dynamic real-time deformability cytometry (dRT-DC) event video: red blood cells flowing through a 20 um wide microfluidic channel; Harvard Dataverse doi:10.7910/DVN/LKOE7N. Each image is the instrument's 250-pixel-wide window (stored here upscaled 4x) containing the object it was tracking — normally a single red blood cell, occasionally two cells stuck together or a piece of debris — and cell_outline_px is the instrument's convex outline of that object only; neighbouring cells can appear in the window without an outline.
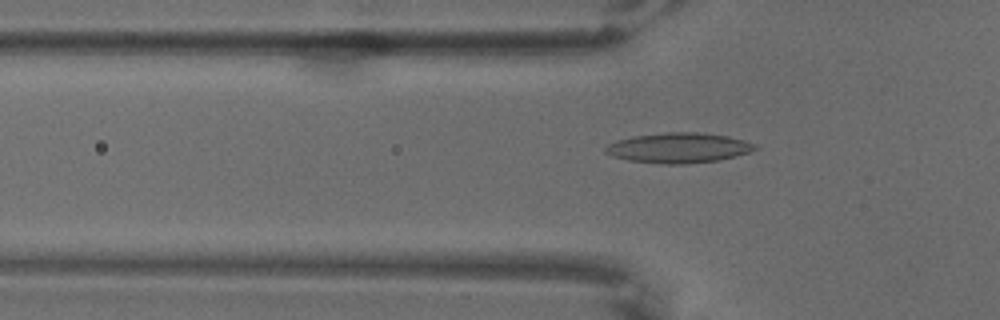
{"species": "common noctule bat (a hibernating species)", "species_latin": "Nyctalus noctula", "temperature_condition": "warm", "stored_images_in_passage": 66, "camera_frame_rate_fps": 3000, "um_per_image_px": 0.085, "animal": {"sex": "male", "body_mass_g": 18.8}, "frame": {"image": 1, "passage_image": 22, "time_ms": 7.0, "image_size_px": [1000, 320], "cell_outline_px": [[760, 148], [736, 156], [720, 160], [684, 164], [664, 164], [628, 160], [612, 156], [604, 152], [604, 148], [608, 144], [616, 140], [632, 136], [664, 132], [696, 132], [728, 136], [744, 140], [756, 144]], "centroid_in_image_um": [57.67, 12.56], "position_along_channel_um": 68.1, "area_um2": 26.41}}
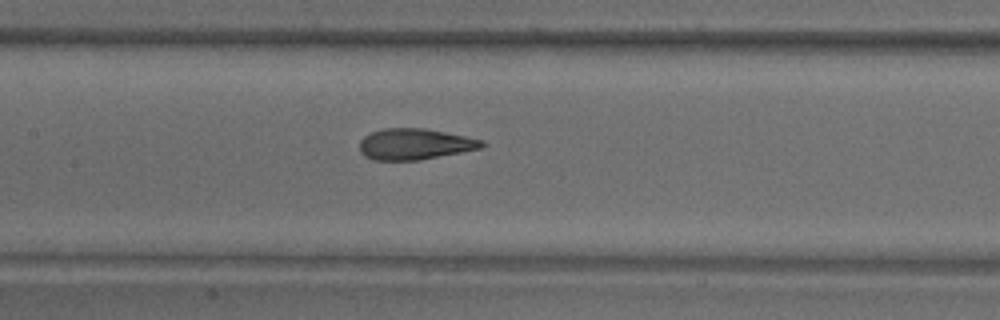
{"frame": {"image": 2, "passage_image": 32, "time_ms": 10.333, "image_size_px": [1000, 320], "cell_outline_px": [[488, 144], [480, 148], [420, 160], [372, 160], [364, 156], [360, 152], [360, 140], [364, 136], [372, 132], [384, 128], [424, 128], [484, 140]], "centroid_in_image_um": [35.24, 12.25], "position_along_channel_um": 172.2, "area_um2": 22.08}}
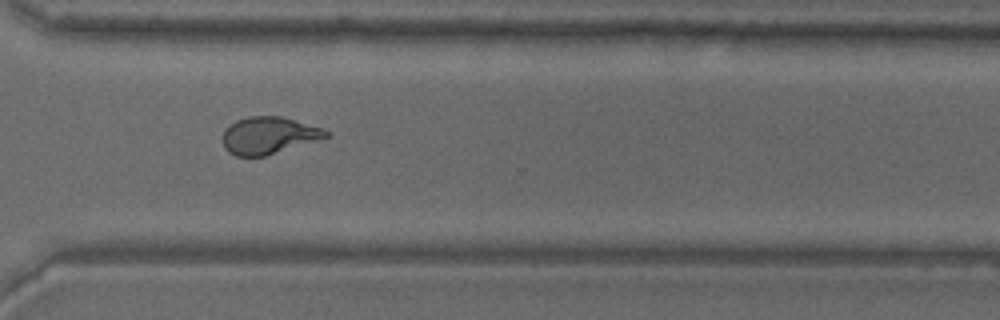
{"frame": {"image": 3, "passage_image": 49, "time_ms": 16.0, "image_size_px": [1000, 320], "cell_outline_px": [[332, 136], [264, 156], [236, 156], [228, 152], [224, 148], [224, 128], [236, 120], [248, 116], [280, 116], [324, 128]], "centroid_in_image_um": [22.85, 11.5], "position_along_channel_um": 347.8, "area_um2": 22.31}}